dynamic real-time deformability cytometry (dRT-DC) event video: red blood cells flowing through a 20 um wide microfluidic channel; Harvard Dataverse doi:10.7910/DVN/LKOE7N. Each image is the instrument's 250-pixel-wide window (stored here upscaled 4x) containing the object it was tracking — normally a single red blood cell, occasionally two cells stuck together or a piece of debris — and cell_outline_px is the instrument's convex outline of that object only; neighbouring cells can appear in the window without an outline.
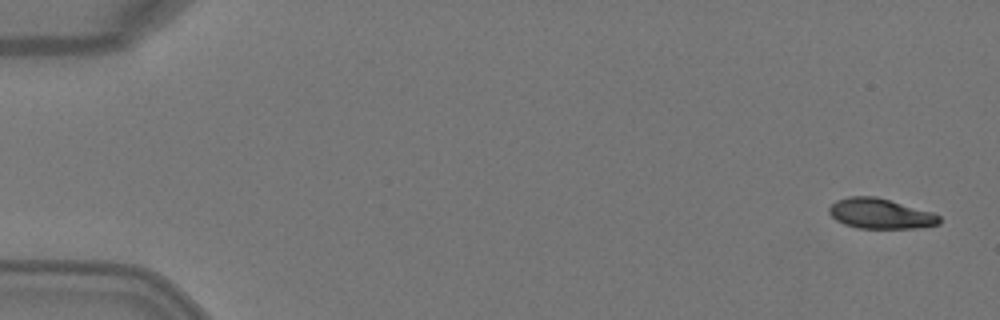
{"species": "Egyptian fruit bat (a non-hibernating species)", "species_latin": "Rousettus aegyptiacus", "temperature_condition": "warm", "stored_images_in_passage": 6, "camera_frame_rate_fps": 3000, "um_per_image_px": 0.085, "animal": {"sex": "female"}, "frame": {"image": 1, "passage_image": 1, "time_ms": 0.0, "image_size_px": [1000, 320], "cell_outline_px": [[940, 224], [916, 228], [856, 228], [844, 224], [836, 220], [828, 212], [828, 208], [836, 200], [848, 196], [876, 196], [932, 212], [940, 216]], "centroid_in_image_um": [74.81, 18.15], "position_along_channel_um": 10.2, "area_um2": 19.42}}
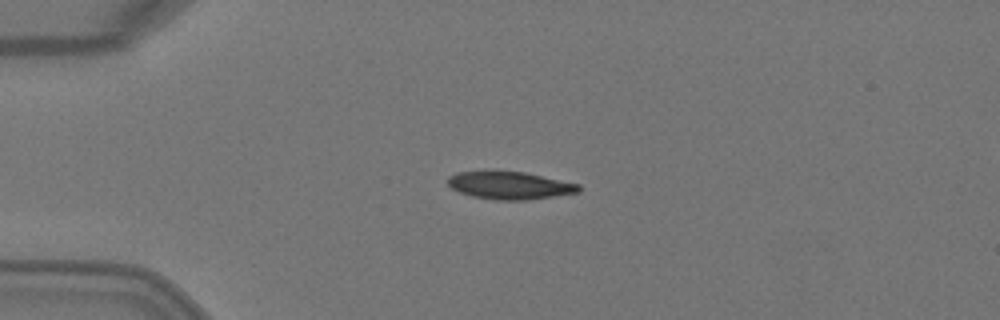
{"frame": {"image": 2, "passage_image": 4, "time_ms": 1.0, "image_size_px": [1000, 320], "cell_outline_px": [[580, 192], [528, 200], [496, 200], [472, 196], [460, 192], [452, 188], [448, 184], [448, 176], [456, 172], [524, 172], [580, 184]], "centroid_in_image_um": [43.35, 15.77], "position_along_channel_um": 41.7, "area_um2": 20.81}}
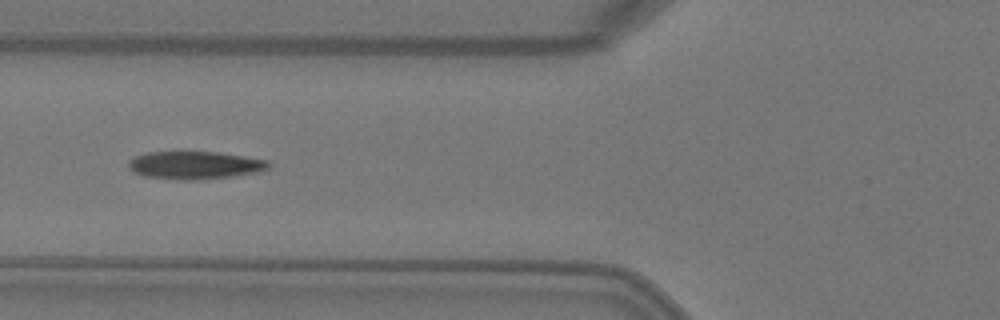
{"frame": {"image": 3, "passage_image": 6, "time_ms": 1.667, "image_size_px": [1000, 320], "cell_outline_px": [[272, 164], [268, 168], [260, 172], [236, 176], [192, 180], [176, 180], [144, 176], [132, 172], [128, 168], [128, 160], [132, 156], [148, 152], [180, 148], [216, 152], [244, 156], [268, 160]], "centroid_in_image_um": [16.5, 13.99], "position_along_channel_um": 109.3, "area_um2": 24.04}}